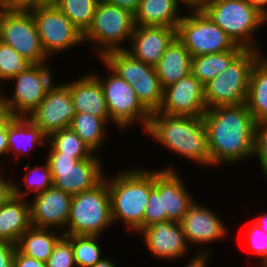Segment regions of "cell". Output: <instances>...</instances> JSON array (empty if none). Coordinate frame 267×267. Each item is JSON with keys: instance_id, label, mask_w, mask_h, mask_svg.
<instances>
[{"instance_id": "25", "label": "cell", "mask_w": 267, "mask_h": 267, "mask_svg": "<svg viewBox=\"0 0 267 267\" xmlns=\"http://www.w3.org/2000/svg\"><path fill=\"white\" fill-rule=\"evenodd\" d=\"M191 59L188 49L175 37L154 66L163 89L191 73Z\"/></svg>"}, {"instance_id": "1", "label": "cell", "mask_w": 267, "mask_h": 267, "mask_svg": "<svg viewBox=\"0 0 267 267\" xmlns=\"http://www.w3.org/2000/svg\"><path fill=\"white\" fill-rule=\"evenodd\" d=\"M203 120L208 134L211 167L251 160L256 121L246 103L207 109Z\"/></svg>"}, {"instance_id": "44", "label": "cell", "mask_w": 267, "mask_h": 267, "mask_svg": "<svg viewBox=\"0 0 267 267\" xmlns=\"http://www.w3.org/2000/svg\"><path fill=\"white\" fill-rule=\"evenodd\" d=\"M212 252H196L184 267H207Z\"/></svg>"}, {"instance_id": "31", "label": "cell", "mask_w": 267, "mask_h": 267, "mask_svg": "<svg viewBox=\"0 0 267 267\" xmlns=\"http://www.w3.org/2000/svg\"><path fill=\"white\" fill-rule=\"evenodd\" d=\"M46 143L62 155L73 156L77 160L90 158L94 154L70 127L51 133Z\"/></svg>"}, {"instance_id": "7", "label": "cell", "mask_w": 267, "mask_h": 267, "mask_svg": "<svg viewBox=\"0 0 267 267\" xmlns=\"http://www.w3.org/2000/svg\"><path fill=\"white\" fill-rule=\"evenodd\" d=\"M176 28V37L185 45L192 57L244 50L197 5L190 4Z\"/></svg>"}, {"instance_id": "4", "label": "cell", "mask_w": 267, "mask_h": 267, "mask_svg": "<svg viewBox=\"0 0 267 267\" xmlns=\"http://www.w3.org/2000/svg\"><path fill=\"white\" fill-rule=\"evenodd\" d=\"M197 4L236 45L261 51L254 39L267 16L246 0H197Z\"/></svg>"}, {"instance_id": "46", "label": "cell", "mask_w": 267, "mask_h": 267, "mask_svg": "<svg viewBox=\"0 0 267 267\" xmlns=\"http://www.w3.org/2000/svg\"><path fill=\"white\" fill-rule=\"evenodd\" d=\"M106 3L119 6L135 14L139 8L140 0H103Z\"/></svg>"}, {"instance_id": "51", "label": "cell", "mask_w": 267, "mask_h": 267, "mask_svg": "<svg viewBox=\"0 0 267 267\" xmlns=\"http://www.w3.org/2000/svg\"><path fill=\"white\" fill-rule=\"evenodd\" d=\"M3 93L2 89L0 88V111L3 109Z\"/></svg>"}, {"instance_id": "37", "label": "cell", "mask_w": 267, "mask_h": 267, "mask_svg": "<svg viewBox=\"0 0 267 267\" xmlns=\"http://www.w3.org/2000/svg\"><path fill=\"white\" fill-rule=\"evenodd\" d=\"M46 265L47 267H76L71 241L66 236L63 235L55 244Z\"/></svg>"}, {"instance_id": "35", "label": "cell", "mask_w": 267, "mask_h": 267, "mask_svg": "<svg viewBox=\"0 0 267 267\" xmlns=\"http://www.w3.org/2000/svg\"><path fill=\"white\" fill-rule=\"evenodd\" d=\"M34 64L24 59L15 49L0 41V85L17 74L26 72ZM3 86H0L2 88Z\"/></svg>"}, {"instance_id": "13", "label": "cell", "mask_w": 267, "mask_h": 267, "mask_svg": "<svg viewBox=\"0 0 267 267\" xmlns=\"http://www.w3.org/2000/svg\"><path fill=\"white\" fill-rule=\"evenodd\" d=\"M0 41L33 64L47 63L50 59L42 47L35 20L29 10L0 12Z\"/></svg>"}, {"instance_id": "16", "label": "cell", "mask_w": 267, "mask_h": 267, "mask_svg": "<svg viewBox=\"0 0 267 267\" xmlns=\"http://www.w3.org/2000/svg\"><path fill=\"white\" fill-rule=\"evenodd\" d=\"M186 242L196 248V252H212L206 244L224 240L228 234L225 222L214 210L196 201L180 221Z\"/></svg>"}, {"instance_id": "43", "label": "cell", "mask_w": 267, "mask_h": 267, "mask_svg": "<svg viewBox=\"0 0 267 267\" xmlns=\"http://www.w3.org/2000/svg\"><path fill=\"white\" fill-rule=\"evenodd\" d=\"M13 267H47L46 263L21 254L17 249L13 260Z\"/></svg>"}, {"instance_id": "28", "label": "cell", "mask_w": 267, "mask_h": 267, "mask_svg": "<svg viewBox=\"0 0 267 267\" xmlns=\"http://www.w3.org/2000/svg\"><path fill=\"white\" fill-rule=\"evenodd\" d=\"M263 56L252 68L246 100L256 123L267 121V60Z\"/></svg>"}, {"instance_id": "50", "label": "cell", "mask_w": 267, "mask_h": 267, "mask_svg": "<svg viewBox=\"0 0 267 267\" xmlns=\"http://www.w3.org/2000/svg\"><path fill=\"white\" fill-rule=\"evenodd\" d=\"M59 0H35V6H51L56 5Z\"/></svg>"}, {"instance_id": "39", "label": "cell", "mask_w": 267, "mask_h": 267, "mask_svg": "<svg viewBox=\"0 0 267 267\" xmlns=\"http://www.w3.org/2000/svg\"><path fill=\"white\" fill-rule=\"evenodd\" d=\"M163 221L162 195L153 188L149 193L147 207L145 208L143 229L156 222Z\"/></svg>"}, {"instance_id": "15", "label": "cell", "mask_w": 267, "mask_h": 267, "mask_svg": "<svg viewBox=\"0 0 267 267\" xmlns=\"http://www.w3.org/2000/svg\"><path fill=\"white\" fill-rule=\"evenodd\" d=\"M75 114L69 87L54 82L28 118L48 137L57 130L69 128Z\"/></svg>"}, {"instance_id": "38", "label": "cell", "mask_w": 267, "mask_h": 267, "mask_svg": "<svg viewBox=\"0 0 267 267\" xmlns=\"http://www.w3.org/2000/svg\"><path fill=\"white\" fill-rule=\"evenodd\" d=\"M259 161L261 172L267 178V121L256 124V134L253 143V155Z\"/></svg>"}, {"instance_id": "2", "label": "cell", "mask_w": 267, "mask_h": 267, "mask_svg": "<svg viewBox=\"0 0 267 267\" xmlns=\"http://www.w3.org/2000/svg\"><path fill=\"white\" fill-rule=\"evenodd\" d=\"M153 141L169 152L187 159L198 166L211 167L208 134L203 116L169 115L152 112L144 131Z\"/></svg>"}, {"instance_id": "17", "label": "cell", "mask_w": 267, "mask_h": 267, "mask_svg": "<svg viewBox=\"0 0 267 267\" xmlns=\"http://www.w3.org/2000/svg\"><path fill=\"white\" fill-rule=\"evenodd\" d=\"M207 111L204 85L192 74L164 88L158 111L169 115L200 117Z\"/></svg>"}, {"instance_id": "36", "label": "cell", "mask_w": 267, "mask_h": 267, "mask_svg": "<svg viewBox=\"0 0 267 267\" xmlns=\"http://www.w3.org/2000/svg\"><path fill=\"white\" fill-rule=\"evenodd\" d=\"M246 231L245 236L249 249L252 250V255L260 258L258 267H264L267 263V234L253 221Z\"/></svg>"}, {"instance_id": "12", "label": "cell", "mask_w": 267, "mask_h": 267, "mask_svg": "<svg viewBox=\"0 0 267 267\" xmlns=\"http://www.w3.org/2000/svg\"><path fill=\"white\" fill-rule=\"evenodd\" d=\"M53 70L47 63L34 64L9 81L15 83L10 97L3 92V107L16 117H28L45 98L54 84Z\"/></svg>"}, {"instance_id": "22", "label": "cell", "mask_w": 267, "mask_h": 267, "mask_svg": "<svg viewBox=\"0 0 267 267\" xmlns=\"http://www.w3.org/2000/svg\"><path fill=\"white\" fill-rule=\"evenodd\" d=\"M66 85L69 87L76 113H89L117 126L110 119L103 88L92 73H86L71 83L68 81Z\"/></svg>"}, {"instance_id": "5", "label": "cell", "mask_w": 267, "mask_h": 267, "mask_svg": "<svg viewBox=\"0 0 267 267\" xmlns=\"http://www.w3.org/2000/svg\"><path fill=\"white\" fill-rule=\"evenodd\" d=\"M112 224L110 193L104 178L92 189L73 195L63 235L101 236Z\"/></svg>"}, {"instance_id": "41", "label": "cell", "mask_w": 267, "mask_h": 267, "mask_svg": "<svg viewBox=\"0 0 267 267\" xmlns=\"http://www.w3.org/2000/svg\"><path fill=\"white\" fill-rule=\"evenodd\" d=\"M16 244L0 240V267H13Z\"/></svg>"}, {"instance_id": "9", "label": "cell", "mask_w": 267, "mask_h": 267, "mask_svg": "<svg viewBox=\"0 0 267 267\" xmlns=\"http://www.w3.org/2000/svg\"><path fill=\"white\" fill-rule=\"evenodd\" d=\"M100 60L132 86L138 100L150 113L159 110L164 89L154 66L139 61L126 50L108 52Z\"/></svg>"}, {"instance_id": "48", "label": "cell", "mask_w": 267, "mask_h": 267, "mask_svg": "<svg viewBox=\"0 0 267 267\" xmlns=\"http://www.w3.org/2000/svg\"><path fill=\"white\" fill-rule=\"evenodd\" d=\"M250 5L255 6L267 16V0H246Z\"/></svg>"}, {"instance_id": "14", "label": "cell", "mask_w": 267, "mask_h": 267, "mask_svg": "<svg viewBox=\"0 0 267 267\" xmlns=\"http://www.w3.org/2000/svg\"><path fill=\"white\" fill-rule=\"evenodd\" d=\"M29 11L35 20L42 47L49 58L83 45V34L56 5L35 6Z\"/></svg>"}, {"instance_id": "42", "label": "cell", "mask_w": 267, "mask_h": 267, "mask_svg": "<svg viewBox=\"0 0 267 267\" xmlns=\"http://www.w3.org/2000/svg\"><path fill=\"white\" fill-rule=\"evenodd\" d=\"M1 170V169H0ZM5 172L0 171V206L4 205L14 196V181H7Z\"/></svg>"}, {"instance_id": "29", "label": "cell", "mask_w": 267, "mask_h": 267, "mask_svg": "<svg viewBox=\"0 0 267 267\" xmlns=\"http://www.w3.org/2000/svg\"><path fill=\"white\" fill-rule=\"evenodd\" d=\"M107 121L89 113H76L72 119L70 128L83 140L90 150L99 154L98 151L105 143L107 133Z\"/></svg>"}, {"instance_id": "23", "label": "cell", "mask_w": 267, "mask_h": 267, "mask_svg": "<svg viewBox=\"0 0 267 267\" xmlns=\"http://www.w3.org/2000/svg\"><path fill=\"white\" fill-rule=\"evenodd\" d=\"M190 4L189 0H140L134 14L135 25L177 28L183 16L180 8H188Z\"/></svg>"}, {"instance_id": "40", "label": "cell", "mask_w": 267, "mask_h": 267, "mask_svg": "<svg viewBox=\"0 0 267 267\" xmlns=\"http://www.w3.org/2000/svg\"><path fill=\"white\" fill-rule=\"evenodd\" d=\"M15 117L16 116L6 108L0 111V158L8 155V127Z\"/></svg>"}, {"instance_id": "20", "label": "cell", "mask_w": 267, "mask_h": 267, "mask_svg": "<svg viewBox=\"0 0 267 267\" xmlns=\"http://www.w3.org/2000/svg\"><path fill=\"white\" fill-rule=\"evenodd\" d=\"M172 167L154 170V188L162 195L163 221L180 222L196 200Z\"/></svg>"}, {"instance_id": "19", "label": "cell", "mask_w": 267, "mask_h": 267, "mask_svg": "<svg viewBox=\"0 0 267 267\" xmlns=\"http://www.w3.org/2000/svg\"><path fill=\"white\" fill-rule=\"evenodd\" d=\"M72 197L73 195L54 185L42 193L33 195L32 202L29 201L31 225L64 232L70 216Z\"/></svg>"}, {"instance_id": "30", "label": "cell", "mask_w": 267, "mask_h": 267, "mask_svg": "<svg viewBox=\"0 0 267 267\" xmlns=\"http://www.w3.org/2000/svg\"><path fill=\"white\" fill-rule=\"evenodd\" d=\"M243 50H227L221 53L192 57L191 73L203 84L222 73Z\"/></svg>"}, {"instance_id": "10", "label": "cell", "mask_w": 267, "mask_h": 267, "mask_svg": "<svg viewBox=\"0 0 267 267\" xmlns=\"http://www.w3.org/2000/svg\"><path fill=\"white\" fill-rule=\"evenodd\" d=\"M47 145L49 153L45 162L49 165L56 188L75 195L92 189L105 178L101 154L94 153L90 158L77 160L57 152L49 143Z\"/></svg>"}, {"instance_id": "18", "label": "cell", "mask_w": 267, "mask_h": 267, "mask_svg": "<svg viewBox=\"0 0 267 267\" xmlns=\"http://www.w3.org/2000/svg\"><path fill=\"white\" fill-rule=\"evenodd\" d=\"M138 235H141L149 254L156 259L177 261L190 252L180 222H156L142 229Z\"/></svg>"}, {"instance_id": "26", "label": "cell", "mask_w": 267, "mask_h": 267, "mask_svg": "<svg viewBox=\"0 0 267 267\" xmlns=\"http://www.w3.org/2000/svg\"><path fill=\"white\" fill-rule=\"evenodd\" d=\"M29 200L13 196L0 206V240L16 244L31 225Z\"/></svg>"}, {"instance_id": "53", "label": "cell", "mask_w": 267, "mask_h": 267, "mask_svg": "<svg viewBox=\"0 0 267 267\" xmlns=\"http://www.w3.org/2000/svg\"><path fill=\"white\" fill-rule=\"evenodd\" d=\"M192 4L195 3L197 0H189Z\"/></svg>"}, {"instance_id": "47", "label": "cell", "mask_w": 267, "mask_h": 267, "mask_svg": "<svg viewBox=\"0 0 267 267\" xmlns=\"http://www.w3.org/2000/svg\"><path fill=\"white\" fill-rule=\"evenodd\" d=\"M253 221L267 234V212H261Z\"/></svg>"}, {"instance_id": "45", "label": "cell", "mask_w": 267, "mask_h": 267, "mask_svg": "<svg viewBox=\"0 0 267 267\" xmlns=\"http://www.w3.org/2000/svg\"><path fill=\"white\" fill-rule=\"evenodd\" d=\"M35 7V0H5L6 10H31Z\"/></svg>"}, {"instance_id": "21", "label": "cell", "mask_w": 267, "mask_h": 267, "mask_svg": "<svg viewBox=\"0 0 267 267\" xmlns=\"http://www.w3.org/2000/svg\"><path fill=\"white\" fill-rule=\"evenodd\" d=\"M175 37L173 27L135 25L126 51L139 61L156 66Z\"/></svg>"}, {"instance_id": "27", "label": "cell", "mask_w": 267, "mask_h": 267, "mask_svg": "<svg viewBox=\"0 0 267 267\" xmlns=\"http://www.w3.org/2000/svg\"><path fill=\"white\" fill-rule=\"evenodd\" d=\"M62 236L63 232L58 230L31 226L19 238L16 243V249L21 254L46 263L52 254L55 244Z\"/></svg>"}, {"instance_id": "24", "label": "cell", "mask_w": 267, "mask_h": 267, "mask_svg": "<svg viewBox=\"0 0 267 267\" xmlns=\"http://www.w3.org/2000/svg\"><path fill=\"white\" fill-rule=\"evenodd\" d=\"M45 142L47 136L28 117H15L8 127V154L13 153L17 163L20 156L28 158L32 149L36 152L37 145L46 147Z\"/></svg>"}, {"instance_id": "6", "label": "cell", "mask_w": 267, "mask_h": 267, "mask_svg": "<svg viewBox=\"0 0 267 267\" xmlns=\"http://www.w3.org/2000/svg\"><path fill=\"white\" fill-rule=\"evenodd\" d=\"M134 28V14L100 0L91 25L83 34V42L93 44L96 57L101 59L108 52L126 50L122 44L130 43Z\"/></svg>"}, {"instance_id": "49", "label": "cell", "mask_w": 267, "mask_h": 267, "mask_svg": "<svg viewBox=\"0 0 267 267\" xmlns=\"http://www.w3.org/2000/svg\"><path fill=\"white\" fill-rule=\"evenodd\" d=\"M112 259L108 257H103L99 262H97L92 267H117V265L114 263Z\"/></svg>"}, {"instance_id": "33", "label": "cell", "mask_w": 267, "mask_h": 267, "mask_svg": "<svg viewBox=\"0 0 267 267\" xmlns=\"http://www.w3.org/2000/svg\"><path fill=\"white\" fill-rule=\"evenodd\" d=\"M100 0H59L57 8L84 34L91 25Z\"/></svg>"}, {"instance_id": "52", "label": "cell", "mask_w": 267, "mask_h": 267, "mask_svg": "<svg viewBox=\"0 0 267 267\" xmlns=\"http://www.w3.org/2000/svg\"><path fill=\"white\" fill-rule=\"evenodd\" d=\"M5 11V0H0V12Z\"/></svg>"}, {"instance_id": "3", "label": "cell", "mask_w": 267, "mask_h": 267, "mask_svg": "<svg viewBox=\"0 0 267 267\" xmlns=\"http://www.w3.org/2000/svg\"><path fill=\"white\" fill-rule=\"evenodd\" d=\"M125 170L114 176L105 174L112 221L113 224L122 222L128 231L138 234L143 229L149 193L154 188V169L151 171L133 166Z\"/></svg>"}, {"instance_id": "32", "label": "cell", "mask_w": 267, "mask_h": 267, "mask_svg": "<svg viewBox=\"0 0 267 267\" xmlns=\"http://www.w3.org/2000/svg\"><path fill=\"white\" fill-rule=\"evenodd\" d=\"M27 174L23 176L22 184L26 188H21L20 181H14V196L26 199L32 192L34 195L42 193L53 186V179L48 163L31 167L28 164L24 166Z\"/></svg>"}, {"instance_id": "8", "label": "cell", "mask_w": 267, "mask_h": 267, "mask_svg": "<svg viewBox=\"0 0 267 267\" xmlns=\"http://www.w3.org/2000/svg\"><path fill=\"white\" fill-rule=\"evenodd\" d=\"M262 51L244 49L222 73L204 85L207 109L246 103L253 66Z\"/></svg>"}, {"instance_id": "34", "label": "cell", "mask_w": 267, "mask_h": 267, "mask_svg": "<svg viewBox=\"0 0 267 267\" xmlns=\"http://www.w3.org/2000/svg\"><path fill=\"white\" fill-rule=\"evenodd\" d=\"M71 241L76 267H92L99 262L104 255L100 247V236L66 235Z\"/></svg>"}, {"instance_id": "11", "label": "cell", "mask_w": 267, "mask_h": 267, "mask_svg": "<svg viewBox=\"0 0 267 267\" xmlns=\"http://www.w3.org/2000/svg\"><path fill=\"white\" fill-rule=\"evenodd\" d=\"M109 74L101 77L100 74H92L99 80L107 103L110 119L120 130L131 129L130 126L139 123L142 131L149 124L151 113L138 100L132 86L113 72L102 60ZM111 72V73H110Z\"/></svg>"}]
</instances>
